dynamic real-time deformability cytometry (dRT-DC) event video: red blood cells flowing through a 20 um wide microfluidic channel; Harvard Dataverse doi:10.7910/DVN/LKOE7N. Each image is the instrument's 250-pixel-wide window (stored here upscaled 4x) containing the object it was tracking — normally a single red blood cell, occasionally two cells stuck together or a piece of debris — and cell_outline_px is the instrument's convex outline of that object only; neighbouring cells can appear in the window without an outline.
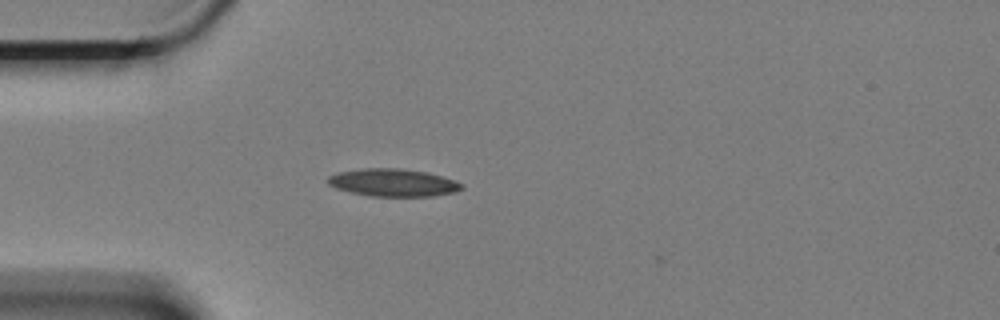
{"species": "Egyptian fruit bat (a non-hibernating species)", "species_latin": "Rousettus aegyptiacus", "temperature_condition": "cold", "stored_images_in_passage": 2, "camera_frame_rate_fps": 3000, "um_per_image_px": 0.085, "animal": {"sex": "female"}, "frame": {"image": 1, "passage_image": 1, "time_ms": 0.0, "image_size_px": [1000, 320], "cell_outline_px": [[464, 188], [456, 192], [432, 196], [368, 196], [336, 188], [328, 184], [328, 176], [336, 172], [364, 168], [400, 168], [428, 172], [464, 184]], "centroid_in_image_um": [33.41, 15.52], "position_along_channel_um": 51.6, "area_um2": 21.56}}